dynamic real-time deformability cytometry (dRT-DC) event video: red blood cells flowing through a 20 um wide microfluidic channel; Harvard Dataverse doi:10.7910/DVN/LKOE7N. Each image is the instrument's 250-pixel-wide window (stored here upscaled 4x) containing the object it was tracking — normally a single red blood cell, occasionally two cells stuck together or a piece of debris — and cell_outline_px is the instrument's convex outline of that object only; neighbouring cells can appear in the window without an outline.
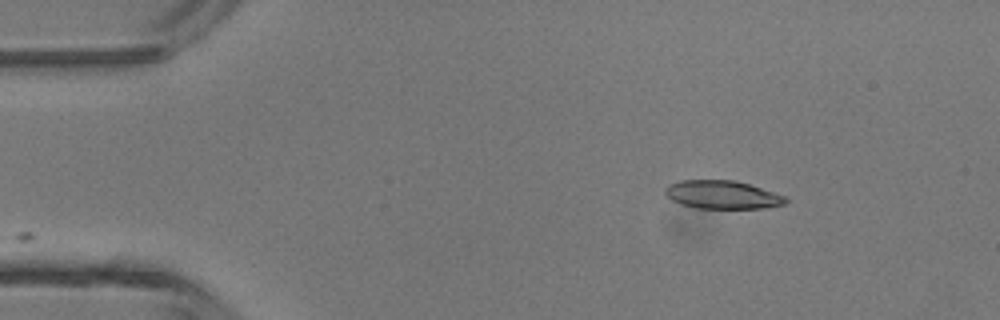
{"species": "common noctule bat (a hibernating species)", "species_latin": "Nyctalus noctula", "temperature_condition": "room temperature", "stored_images_in_passage": 8, "camera_frame_rate_fps": 3000, "um_per_image_px": 0.085, "animal": {"sex": "male", "body_mass_g": 13.3}, "frame": {"image": 1, "passage_image": 1, "time_ms": 0.0, "image_size_px": [1000, 320], "cell_outline_px": [[788, 200], [784, 204], [764, 208], [696, 208], [680, 204], [664, 196], [664, 188], [668, 184], [680, 180], [736, 180], [788, 196]], "centroid_in_image_um": [61.38, 16.54], "position_along_channel_um": 23.6, "area_um2": 20.11}}